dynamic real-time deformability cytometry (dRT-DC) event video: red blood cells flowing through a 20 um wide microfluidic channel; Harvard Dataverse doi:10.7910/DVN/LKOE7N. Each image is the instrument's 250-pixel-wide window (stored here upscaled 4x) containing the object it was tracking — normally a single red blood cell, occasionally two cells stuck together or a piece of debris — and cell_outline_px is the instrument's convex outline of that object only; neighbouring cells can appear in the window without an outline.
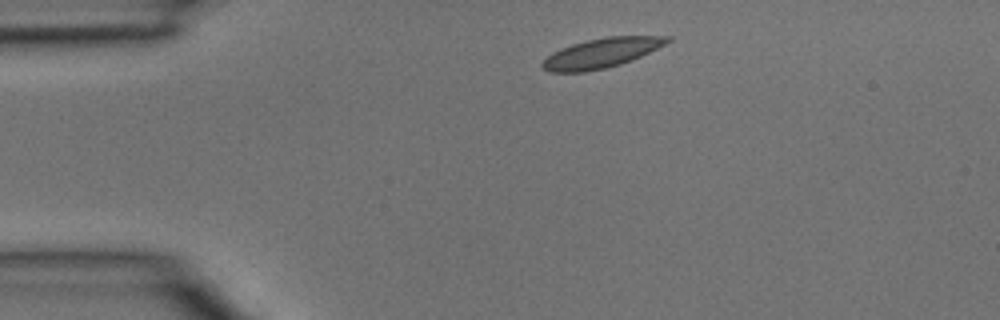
{"species": "common noctule bat (a hibernating species)", "species_latin": "Nyctalus noctula", "temperature_condition": "room temperature", "stored_images_in_passage": 2, "camera_frame_rate_fps": 3000, "um_per_image_px": 0.085, "animal": {"sex": "male", "body_mass_g": 15.6}, "frame": {"image": 1, "passage_image": 1, "time_ms": 0.0, "image_size_px": [1000, 320], "cell_outline_px": [[672, 40], [632, 60], [620, 64], [604, 68], [584, 72], [548, 72], [540, 64], [552, 52], [560, 48], [572, 44], [588, 40], [608, 36], [672, 36]], "centroid_in_image_um": [51.1, 4.5], "position_along_channel_um": 33.9, "area_um2": 21.33}}